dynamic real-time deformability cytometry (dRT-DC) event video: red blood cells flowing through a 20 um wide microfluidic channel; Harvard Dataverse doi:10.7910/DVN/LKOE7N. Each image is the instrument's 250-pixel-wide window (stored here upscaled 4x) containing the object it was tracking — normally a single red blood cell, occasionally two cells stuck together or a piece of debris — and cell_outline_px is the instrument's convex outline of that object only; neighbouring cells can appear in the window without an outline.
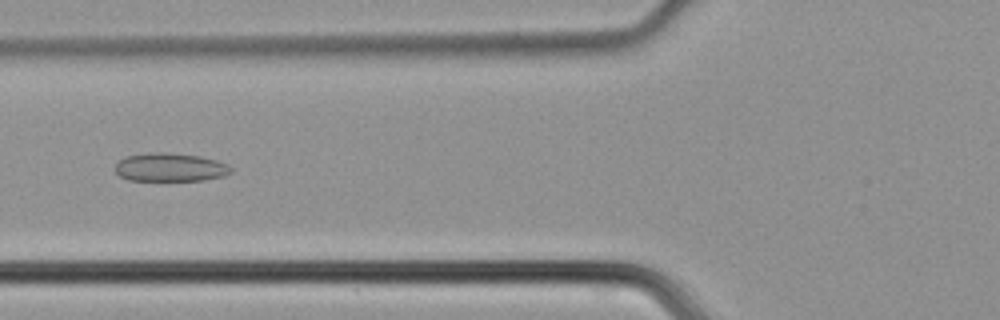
{"species": "common noctule bat (a hibernating species)", "species_latin": "Nyctalus noctula", "temperature_condition": "cold", "stored_images_in_passage": 45, "camera_frame_rate_fps": 3000, "um_per_image_px": 0.085, "animal": {"sex": "male", "body_mass_g": 21.5, "forearm_length_mm": 52.0}, "frame": {"image": 1, "passage_image": 18, "time_ms": 5.667, "image_size_px": [1000, 320], "cell_outline_px": [[232, 172], [224, 176], [204, 180], [128, 180], [120, 176], [116, 172], [116, 164], [124, 156], [148, 152], [164, 152], [200, 156], [216, 160], [228, 164], [232, 168]], "centroid_in_image_um": [14.47, 14.21], "position_along_channel_um": 111.3, "area_um2": 19.25}}
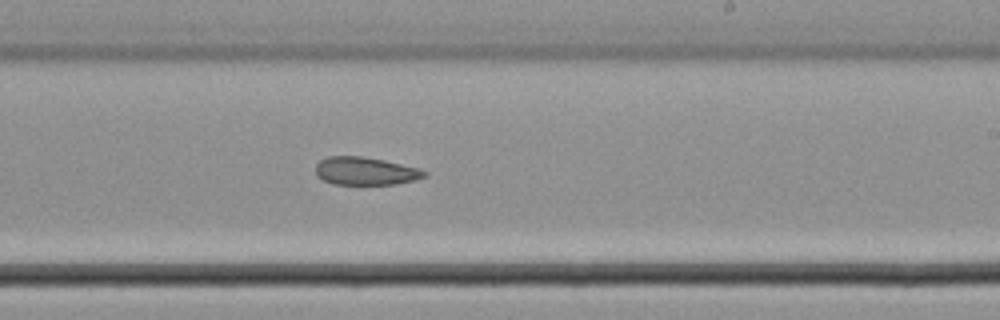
{"frame": {"image": 2, "passage_image": 28, "time_ms": 9.0, "image_size_px": [1000, 320], "cell_outline_px": [[428, 176], [396, 184], [336, 184], [324, 180], [316, 172], [316, 164], [320, 160], [328, 156], [360, 156], [384, 160], [420, 168], [428, 172]], "centroid_in_image_um": [31.1, 14.53], "position_along_channel_um": 257.9, "area_um2": 17.57}}
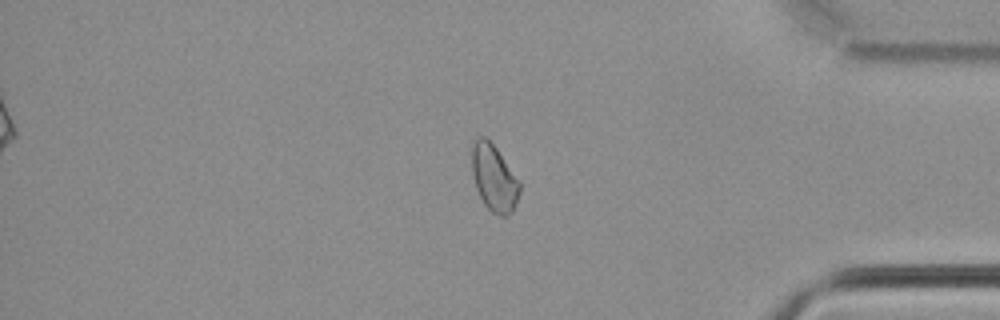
{"frame": {"image": 3, "passage_image": 39, "time_ms": 12.667, "image_size_px": [1000, 320], "cell_outline_px": [[520, 192], [512, 212], [508, 216], [500, 216], [492, 212], [484, 204], [476, 188], [472, 172], [472, 148], [476, 140], [480, 136], [484, 136], [496, 148], [520, 180]], "centroid_in_image_um": [42.01, 15.16], "position_along_channel_um": 393.2, "area_um2": 18.44}}